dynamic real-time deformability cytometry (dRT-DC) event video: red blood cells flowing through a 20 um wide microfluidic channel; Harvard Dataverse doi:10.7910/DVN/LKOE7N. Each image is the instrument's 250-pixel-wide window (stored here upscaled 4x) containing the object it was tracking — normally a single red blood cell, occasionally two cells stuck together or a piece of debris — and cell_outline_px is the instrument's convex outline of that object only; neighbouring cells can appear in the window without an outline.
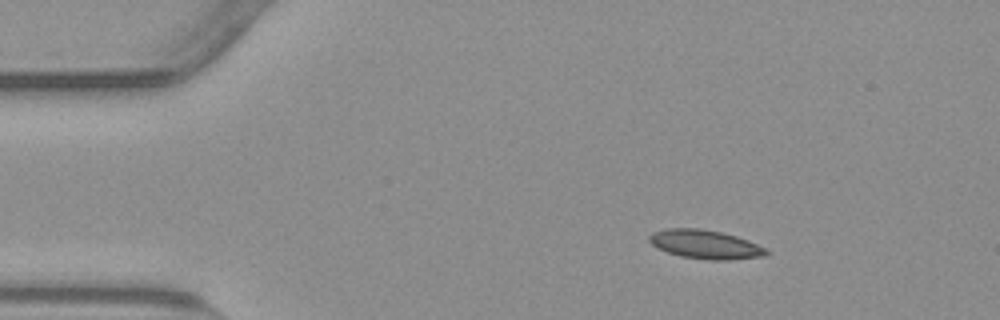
{"species": "common noctule bat (a hibernating species)", "species_latin": "Nyctalus noctula", "temperature_condition": "warm", "stored_images_in_passage": 47, "camera_frame_rate_fps": 3000, "um_per_image_px": 0.085, "animal": {"sex": "male", "body_mass_g": 23.1, "forearm_length_mm": 52.7}, "frame": {"image": 1, "passage_image": 1, "time_ms": 0.0, "image_size_px": [1000, 320], "cell_outline_px": [[772, 252], [764, 256], [728, 260], [712, 260], [680, 256], [656, 248], [648, 240], [648, 236], [652, 232], [664, 228], [700, 228], [720, 232], [736, 236], [748, 240], [768, 248]], "centroid_in_image_um": [59.96, 20.77], "position_along_channel_um": 25.0, "area_um2": 19.88}}
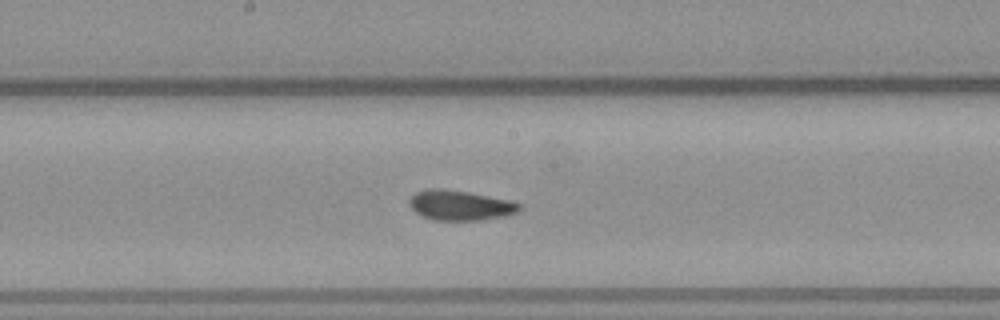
{"frame": {"image": 2, "passage_image": 21, "time_ms": 6.667, "image_size_px": [1000, 320], "cell_outline_px": [[524, 208], [520, 212], [504, 216], [480, 220], [436, 220], [424, 216], [416, 212], [408, 204], [408, 200], [416, 192], [428, 188], [440, 188], [468, 192], [512, 200], [524, 204]], "centroid_in_image_um": [39.19, 17.44], "position_along_channel_um": 209.0, "area_um2": 19.48}}
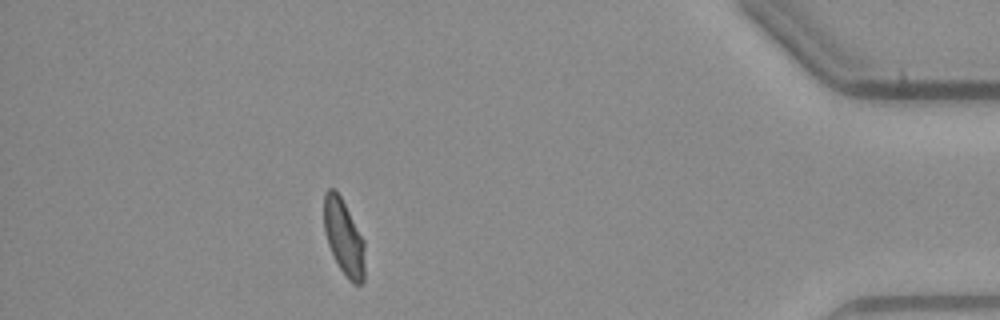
{"frame": {"image": 3, "passage_image": 41, "time_ms": 13.333, "image_size_px": [1000, 320], "cell_outline_px": [[364, 280], [360, 284], [352, 284], [348, 280], [340, 268], [328, 244], [324, 232], [324, 192], [328, 188], [336, 188], [364, 240]], "centroid_in_image_um": [29.21, 20.16], "position_along_channel_um": 406.0, "area_um2": 17.98}, "authors_computed_cell_mechanics": {"area_um2": 19.1896, "velocity_mm_per_s": 3.7769, "shape_relaxation_time_tau1_ms": 8.3799, "shape_relaxation_time_tau2_ms": 1.3729, "deformation_change_tau1": 0.155, "deformation_change_tau2": 0.0588}}